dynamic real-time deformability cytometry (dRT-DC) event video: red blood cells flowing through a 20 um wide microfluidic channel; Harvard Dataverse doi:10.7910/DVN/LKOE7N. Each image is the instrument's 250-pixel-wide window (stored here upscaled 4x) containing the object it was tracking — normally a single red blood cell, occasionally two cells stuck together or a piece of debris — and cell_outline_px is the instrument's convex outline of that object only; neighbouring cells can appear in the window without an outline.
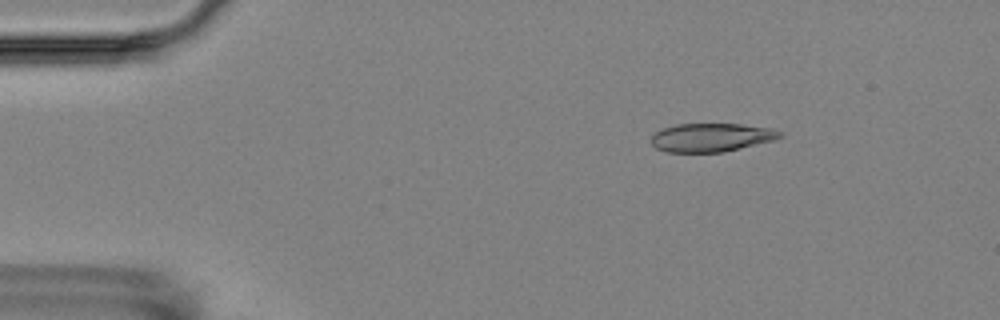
{"species": "Egyptian fruit bat (a non-hibernating species)", "species_latin": "Rousettus aegyptiacus", "temperature_condition": "room temperature", "stored_images_in_passage": 4, "camera_frame_rate_fps": 3000, "um_per_image_px": 0.085, "animal": {"sex": "female"}, "frame": {"image": 1, "passage_image": 2, "time_ms": 1.0, "image_size_px": [1000, 320], "cell_outline_px": [[784, 136], [772, 140], [724, 152], [668, 152], [656, 148], [652, 144], [652, 136], [656, 132], [664, 128], [676, 124], [740, 124], [772, 128], [784, 132]], "centroid_in_image_um": [60.49, 11.68], "position_along_channel_um": 24.5, "area_um2": 21.27}}